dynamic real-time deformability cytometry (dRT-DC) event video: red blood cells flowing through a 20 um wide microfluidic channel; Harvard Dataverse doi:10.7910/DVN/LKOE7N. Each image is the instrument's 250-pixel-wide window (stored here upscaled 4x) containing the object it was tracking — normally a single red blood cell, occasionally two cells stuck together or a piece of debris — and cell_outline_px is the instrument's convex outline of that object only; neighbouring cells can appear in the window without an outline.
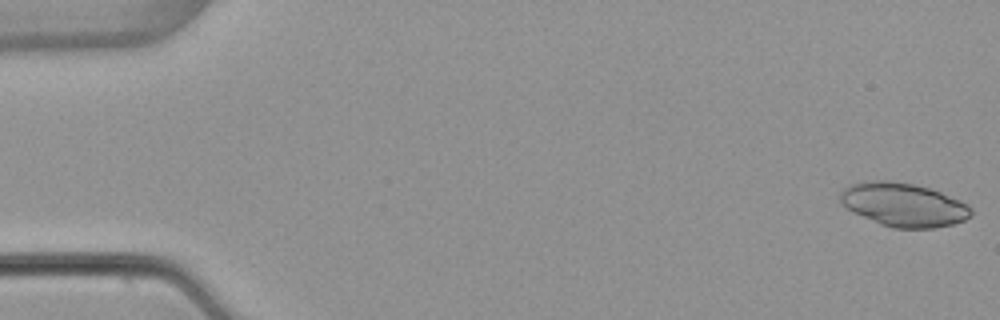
{"species": "common noctule bat (a hibernating species)", "species_latin": "Nyctalus noctula", "temperature_condition": "warm", "stored_images_in_passage": 53, "camera_frame_rate_fps": 3000, "um_per_image_px": 0.085, "animal": {"sex": "female", "body_mass_g": 22.7, "forearm_length_mm": 54.2}, "frame": {"image": 1, "passage_image": 1, "time_ms": 0.0, "image_size_px": [1000, 320], "cell_outline_px": [[972, 216], [964, 220], [952, 224], [932, 228], [892, 228], [880, 224], [852, 212], [840, 204], [840, 192], [844, 188], [852, 184], [872, 180], [888, 180], [912, 184], [928, 188], [940, 192], [960, 200], [968, 204], [972, 208]], "centroid_in_image_um": [76.79, 17.41], "position_along_channel_um": 8.2, "area_um2": 33.29}}